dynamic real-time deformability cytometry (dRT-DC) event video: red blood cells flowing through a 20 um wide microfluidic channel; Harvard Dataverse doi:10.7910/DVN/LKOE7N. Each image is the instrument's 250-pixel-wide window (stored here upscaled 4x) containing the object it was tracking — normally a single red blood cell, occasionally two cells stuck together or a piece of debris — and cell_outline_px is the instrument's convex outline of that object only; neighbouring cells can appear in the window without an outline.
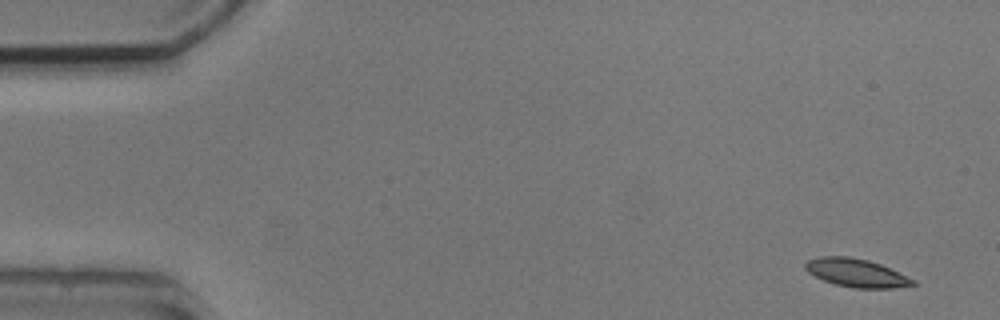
{"species": "common noctule bat (a hibernating species)", "species_latin": "Nyctalus noctula", "temperature_condition": "cold", "stored_images_in_passage": 7, "camera_frame_rate_fps": 3000, "um_per_image_px": 0.085, "animal": {"sex": "male", "body_mass_g": 20.5, "forearm_length_mm": 52.5}, "frame": {"image": 1, "passage_image": 1, "time_ms": 0.0, "image_size_px": [1000, 320], "cell_outline_px": [[916, 284], [892, 288], [852, 288], [836, 284], [824, 280], [808, 272], [804, 268], [804, 264], [808, 260], [820, 256], [848, 256], [868, 260], [880, 264], [916, 280]], "centroid_in_image_um": [72.78, 23.19], "position_along_channel_um": 12.2, "area_um2": 17.57}}
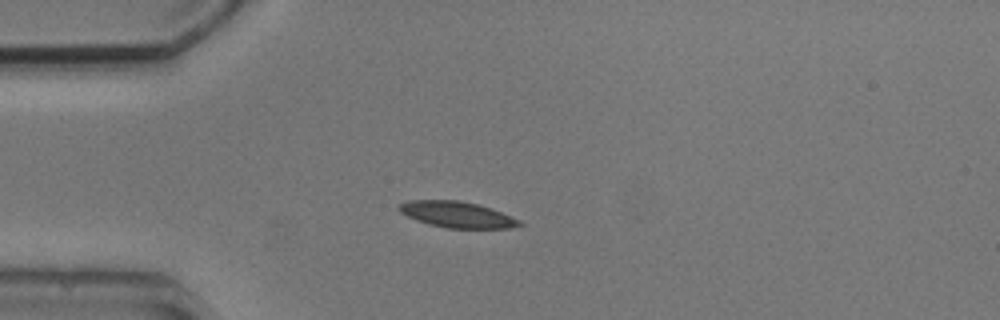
{"frame": {"image": 2, "passage_image": 4, "time_ms": 3.667, "image_size_px": [1000, 320], "cell_outline_px": [[524, 224], [508, 228], [448, 228], [428, 224], [416, 220], [400, 212], [396, 208], [400, 204], [408, 200], [460, 200], [492, 208], [520, 220]], "centroid_in_image_um": [38.83, 18.23], "position_along_channel_um": 46.2, "area_um2": 18.26}}